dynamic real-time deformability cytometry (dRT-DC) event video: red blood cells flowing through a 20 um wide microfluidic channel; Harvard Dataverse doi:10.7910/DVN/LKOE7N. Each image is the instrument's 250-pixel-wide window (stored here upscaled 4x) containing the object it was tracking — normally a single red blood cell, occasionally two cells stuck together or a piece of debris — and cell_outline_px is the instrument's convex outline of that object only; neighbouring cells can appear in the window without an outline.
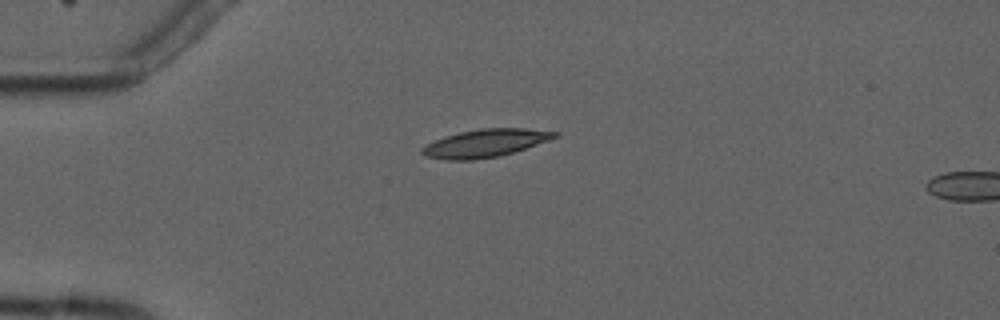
{"species": "common noctule bat (a hibernating species)", "species_latin": "Nyctalus noctula", "temperature_condition": "cold", "stored_images_in_passage": 5, "camera_frame_rate_fps": 3000, "um_per_image_px": 0.085, "animal": {"sex": "male", "forearm_length_mm": 52.5}, "frame": {"image": 1, "passage_image": 4, "time_ms": 4.0, "image_size_px": [1000, 320], "cell_outline_px": [[560, 136], [512, 152], [496, 156], [476, 160], [444, 160], [424, 156], [420, 152], [420, 148], [444, 136], [460, 132], [480, 128], [524, 128], [560, 132]], "centroid_in_image_um": [41.21, 12.17], "position_along_channel_um": 43.8, "area_um2": 21.44}}